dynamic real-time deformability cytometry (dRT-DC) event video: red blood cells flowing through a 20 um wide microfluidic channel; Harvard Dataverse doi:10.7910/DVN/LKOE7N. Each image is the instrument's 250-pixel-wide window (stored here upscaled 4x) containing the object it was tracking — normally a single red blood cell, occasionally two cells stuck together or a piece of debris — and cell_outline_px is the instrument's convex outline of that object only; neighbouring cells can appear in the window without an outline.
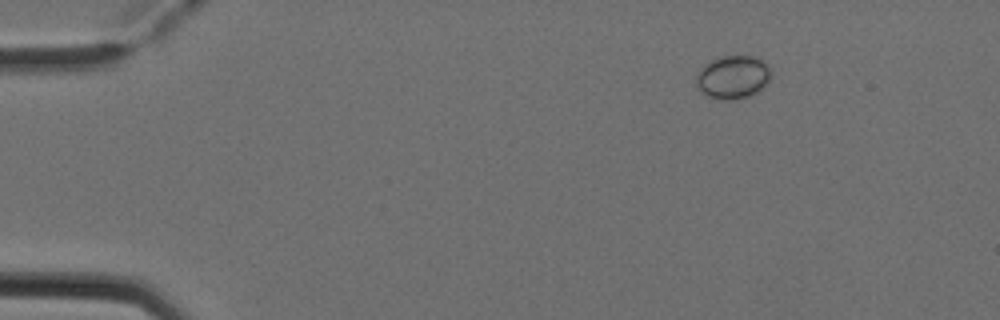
{"species": "Egyptian fruit bat (a non-hibernating species)", "species_latin": "Rousettus aegyptiacus", "temperature_condition": "cold", "stored_images_in_passage": 5, "camera_frame_rate_fps": 3000, "um_per_image_px": 0.085, "animal": {"sex": "female"}, "frame": {"image": 1, "passage_image": 1, "time_ms": 0.0, "image_size_px": [1000, 320], "cell_outline_px": [[772, 76], [756, 92], [748, 96], [728, 100], [716, 100], [700, 92], [696, 88], [696, 72], [704, 64], [720, 56], [752, 56], [768, 64], [772, 72]], "centroid_in_image_um": [62.24, 6.56], "position_along_channel_um": 22.8, "area_um2": 18.96}}
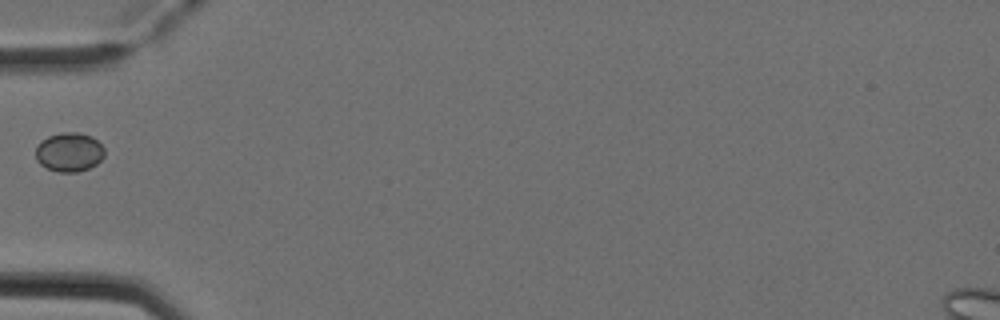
{"frame": {"image": 2, "passage_image": 4, "time_ms": 1.0, "image_size_px": [1000, 320], "cell_outline_px": [[104, 156], [96, 164], [88, 168], [76, 172], [60, 172], [48, 168], [40, 164], [36, 160], [36, 148], [40, 140], [48, 136], [60, 132], [76, 132], [92, 136], [104, 148]], "centroid_in_image_um": [5.87, 12.91], "position_along_channel_um": 79.1, "area_um2": 15.66}}
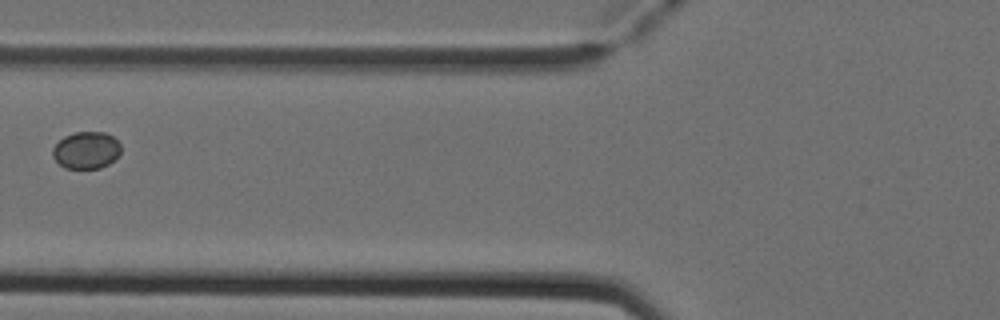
{"frame": {"image": 3, "passage_image": 5, "time_ms": 1.333, "image_size_px": [1000, 320], "cell_outline_px": [[120, 152], [108, 164], [100, 168], [64, 168], [52, 156], [52, 148], [64, 136], [76, 132], [104, 132], [112, 136], [120, 144]], "centroid_in_image_um": [7.31, 12.76], "position_along_channel_um": 118.5, "area_um2": 14.57}}